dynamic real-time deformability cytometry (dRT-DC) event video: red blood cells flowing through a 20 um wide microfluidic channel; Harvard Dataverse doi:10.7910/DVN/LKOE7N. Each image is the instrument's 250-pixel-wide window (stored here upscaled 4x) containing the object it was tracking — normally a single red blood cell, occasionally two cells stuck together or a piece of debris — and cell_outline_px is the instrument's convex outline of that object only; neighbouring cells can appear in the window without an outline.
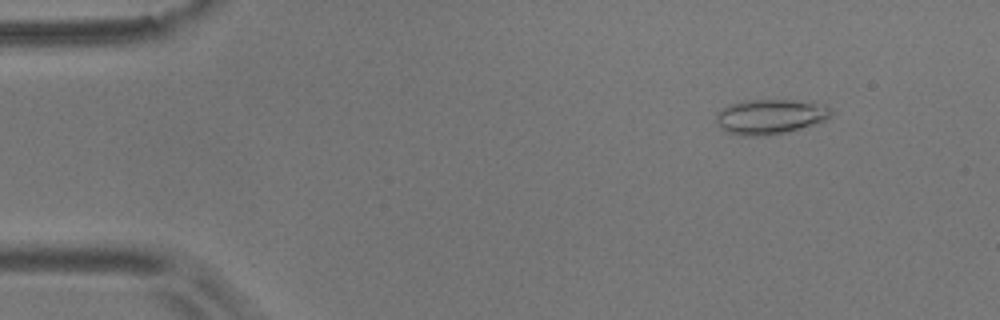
{"species": "common noctule bat (a hibernating species)", "species_latin": "Nyctalus noctula", "temperature_condition": "room temperature", "stored_images_in_passage": 55, "camera_frame_rate_fps": 3000, "um_per_image_px": 0.085, "animal": {"sex": "male", "body_mass_g": 17.9}, "frame": {"image": 1, "passage_image": 6, "time_ms": 1.667, "image_size_px": [1000, 320], "cell_outline_px": [[832, 116], [824, 120], [788, 132], [768, 136], [740, 136], [724, 132], [716, 124], [716, 116], [724, 108], [732, 104], [744, 100], [792, 100], [824, 104], [832, 112]], "centroid_in_image_um": [65.43, 9.93], "position_along_channel_um": 19.6, "area_um2": 23.41}}
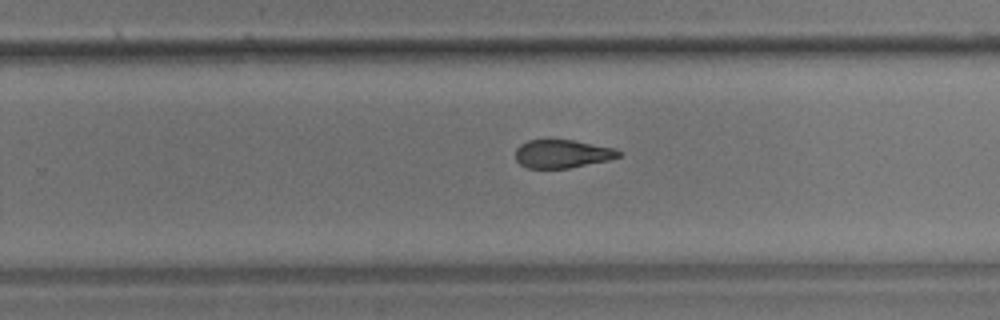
{"frame": {"image": 2, "passage_image": 35, "time_ms": 11.333, "image_size_px": [1000, 320], "cell_outline_px": [[620, 156], [608, 160], [568, 168], [528, 168], [520, 164], [516, 160], [516, 148], [520, 144], [528, 140], [572, 140], [616, 148], [620, 152]], "centroid_in_image_um": [47.78, 13.07], "position_along_channel_um": 282.0, "area_um2": 16.88}}
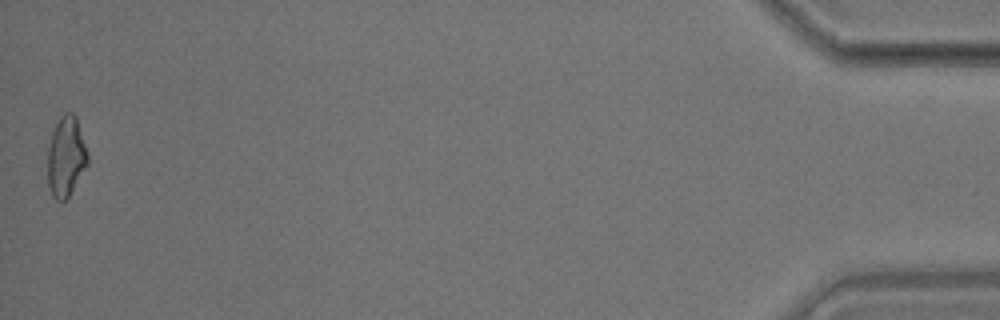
{"frame": {"image": 3, "passage_image": 55, "time_ms": 18.0, "image_size_px": [1000, 320], "cell_outline_px": [[88, 164], [68, 196], [64, 200], [56, 200], [52, 196], [48, 188], [48, 148], [52, 132], [60, 116], [64, 112], [72, 112], [76, 116], [88, 152]], "centroid_in_image_um": [5.61, 13.29], "position_along_channel_um": 429.6, "area_um2": 18.67}, "authors_computed_cell_mechanics": {"area_um2": 18.785, "velocity_mm_per_s": 3.6093, "shape_relaxation_time_tau1_ms": 7.2259, "shape_relaxation_time_tau2_ms": 4.0293, "deformation_change_tau1": 0.1875, "deformation_change_tau2": 0.1288}}